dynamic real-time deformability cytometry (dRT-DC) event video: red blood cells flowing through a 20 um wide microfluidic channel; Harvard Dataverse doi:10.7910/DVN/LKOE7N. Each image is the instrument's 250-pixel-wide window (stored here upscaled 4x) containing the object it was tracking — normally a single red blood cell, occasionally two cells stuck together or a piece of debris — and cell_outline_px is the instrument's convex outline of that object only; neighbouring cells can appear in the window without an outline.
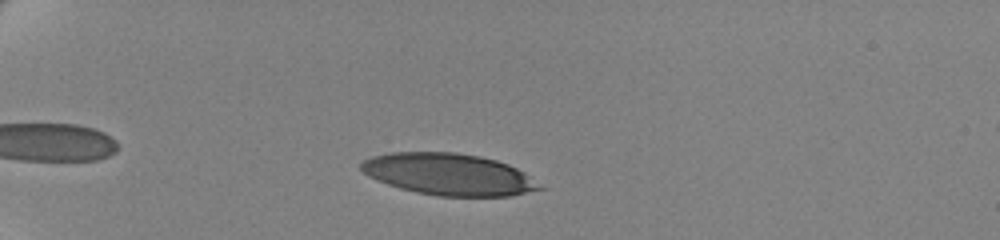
{"species": "human", "species_latin": "Homo sapiens", "temperature_condition": "cold", "stored_images_in_passage": 52, "camera_frame_rate_fps": 3000, "um_per_image_px": 0.085, "donor": {"sex": "female"}, "frame": {"image": 1, "passage_image": 10, "time_ms": 3.0, "image_size_px": [1000, 240], "cell_outline_px": [[544, 188], [508, 196], [440, 196], [416, 192], [400, 188], [388, 184], [368, 176], [360, 168], [360, 164], [364, 160], [372, 156], [392, 152], [456, 152], [480, 156], [496, 160], [508, 164], [524, 172]], "centroid_in_image_um": [38.12, 14.81], "position_along_channel_um": 46.9, "area_um2": 43.12}}
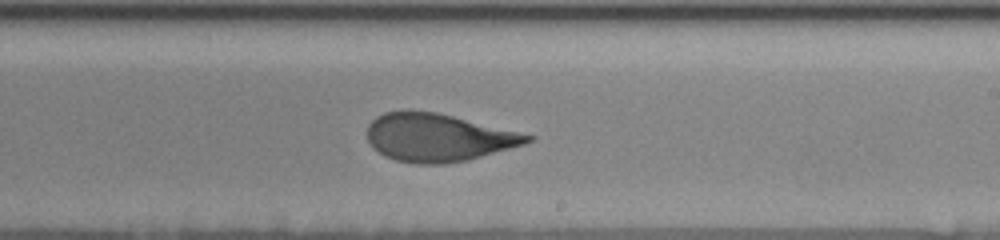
{"frame": {"image": 2, "passage_image": 32, "time_ms": 10.333, "image_size_px": [1000, 240], "cell_outline_px": [[536, 136], [532, 140], [524, 144], [468, 160], [444, 164], [416, 164], [396, 160], [384, 156], [372, 148], [368, 140], [368, 124], [376, 116], [384, 112], [408, 108], [436, 112]], "centroid_in_image_um": [37.18, 11.67], "position_along_channel_um": 251.8, "area_um2": 44.97}}
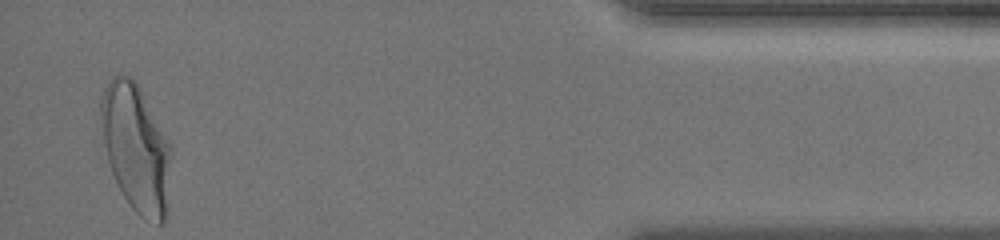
{"frame": {"image": 3, "passage_image": 51, "time_ms": 16.667, "image_size_px": [1000, 240], "cell_outline_px": [[172, 148], [168, 216], [160, 224], [156, 224], [144, 220], [132, 208], [124, 196], [112, 172], [108, 160], [104, 144], [100, 116], [100, 100], [104, 88], [108, 80], [112, 76], [120, 72], [136, 80], [168, 140]], "centroid_in_image_um": [11.59, 12.59], "position_along_channel_um": 423.6, "area_um2": 52.77}, "authors_computed_cell_mechanics": {"area_um2": 45.0262, "velocity_mm_per_s": 3.4896, "shape_relaxation_time_tau1_ms": 5.4313, "shape_relaxation_time_tau2_ms": 1.2007, "deformation_change_tau1": 0.2141, "deformation_change_tau2": 0.0848}}